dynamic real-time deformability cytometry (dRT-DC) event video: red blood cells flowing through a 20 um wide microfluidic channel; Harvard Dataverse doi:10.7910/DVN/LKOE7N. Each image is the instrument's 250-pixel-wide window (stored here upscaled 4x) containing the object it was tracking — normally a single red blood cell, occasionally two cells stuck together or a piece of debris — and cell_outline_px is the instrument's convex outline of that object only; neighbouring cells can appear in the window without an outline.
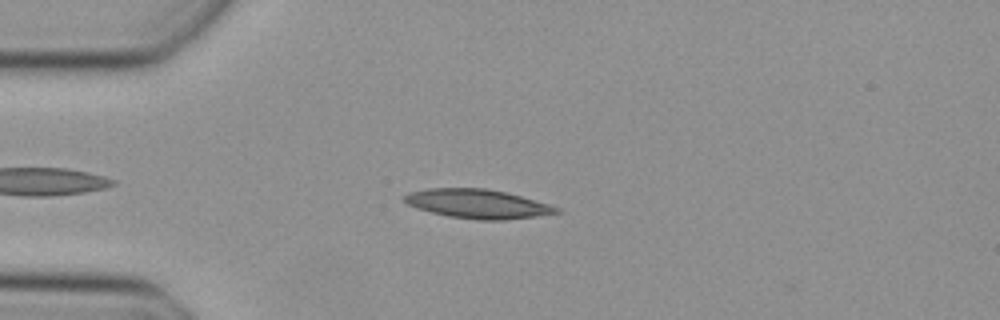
{"species": "Egyptian fruit bat (a non-hibernating species)", "species_latin": "Rousettus aegyptiacus", "temperature_condition": "cold", "stored_images_in_passage": 39, "camera_frame_rate_fps": 3000, "um_per_image_px": 0.085, "animal": {"sex": "female"}, "frame": {"image": 1, "passage_image": 6, "time_ms": 1.667, "image_size_px": [1000, 320], "cell_outline_px": [[564, 212], [536, 216], [504, 220], [476, 220], [448, 216], [432, 212], [408, 204], [404, 200], [404, 196], [408, 192], [428, 188], [484, 188], [504, 192], [520, 196], [548, 204], [560, 208]], "centroid_in_image_um": [40.62, 17.33], "position_along_channel_um": 44.4, "area_um2": 25.55}}
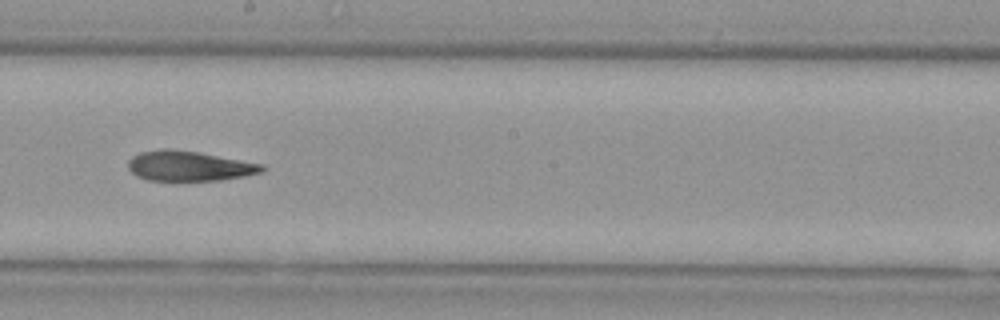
{"frame": {"image": 2, "passage_image": 21, "time_ms": 6.667, "image_size_px": [1000, 320], "cell_outline_px": [[264, 168], [260, 172], [244, 176], [220, 180], [148, 180], [136, 176], [128, 168], [128, 160], [132, 156], [140, 152], [160, 148], [168, 148], [200, 152], [264, 164]], "centroid_in_image_um": [16.04, 14.09], "position_along_channel_um": 232.2, "area_um2": 23.47}}
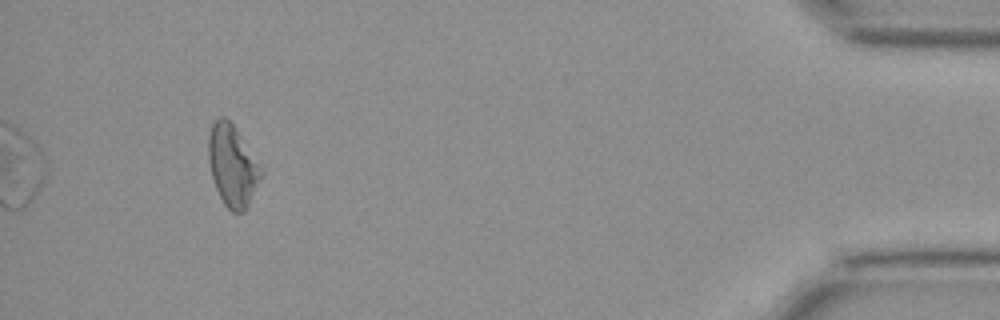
{"frame": {"image": 3, "passage_image": 39, "time_ms": 12.667, "image_size_px": [1000, 320], "cell_outline_px": [[264, 172], [244, 212], [232, 212], [224, 204], [216, 188], [212, 176], [208, 160], [208, 136], [212, 124], [220, 116], [224, 116], [236, 128], [264, 168]], "centroid_in_image_um": [19.78, 14.06], "position_along_channel_um": 415.4, "area_um2": 25.03}}